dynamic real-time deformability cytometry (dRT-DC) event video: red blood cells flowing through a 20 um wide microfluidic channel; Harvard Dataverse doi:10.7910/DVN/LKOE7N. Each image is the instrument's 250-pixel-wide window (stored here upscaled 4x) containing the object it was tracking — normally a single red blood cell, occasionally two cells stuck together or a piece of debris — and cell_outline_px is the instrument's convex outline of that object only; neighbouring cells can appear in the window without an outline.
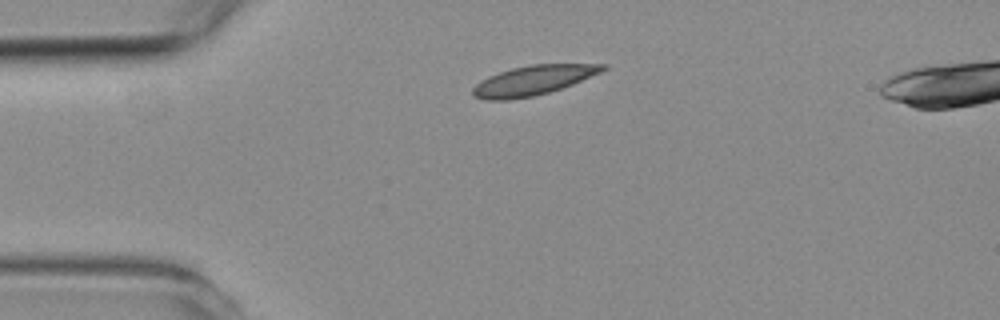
{"species": "common noctule bat (a hibernating species)", "species_latin": "Nyctalus noctula", "temperature_condition": "room temperature", "stored_images_in_passage": 5, "camera_frame_rate_fps": 3000, "um_per_image_px": 0.085, "animal": {"sex": "female", "body_mass_g": 19.3, "forearm_length_mm": 54.1}, "frame": {"image": 1, "passage_image": 2, "time_ms": 2.333, "image_size_px": [1000, 320], "cell_outline_px": [[608, 68], [604, 72], [572, 84], [548, 92], [532, 96], [508, 100], [484, 100], [472, 96], [472, 88], [480, 80], [488, 76], [512, 68], [528, 64], [608, 64]], "centroid_in_image_um": [45.32, 6.82], "position_along_channel_um": 39.7, "area_um2": 22.54}}